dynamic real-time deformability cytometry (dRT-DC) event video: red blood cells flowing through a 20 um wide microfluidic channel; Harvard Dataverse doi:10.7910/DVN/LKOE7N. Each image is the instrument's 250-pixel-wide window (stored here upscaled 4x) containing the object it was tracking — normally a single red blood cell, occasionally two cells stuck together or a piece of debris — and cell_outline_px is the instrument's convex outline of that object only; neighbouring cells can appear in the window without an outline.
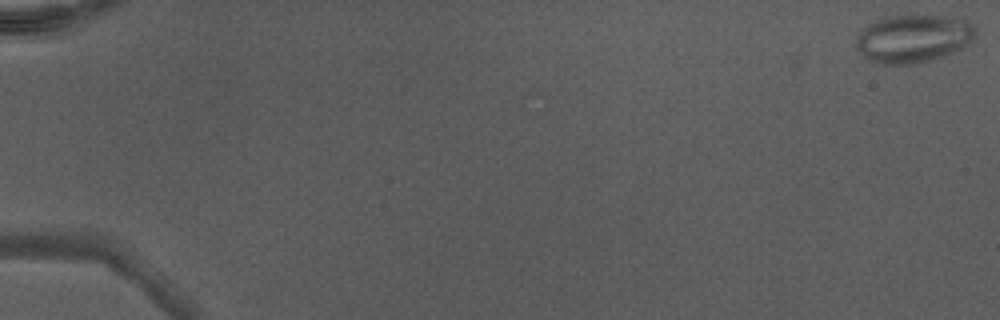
{"species": "Egyptian fruit bat (a non-hibernating species)", "species_latin": "Rousettus aegyptiacus", "temperature_condition": "warm", "stored_images_in_passage": 50, "camera_frame_rate_fps": 3000, "um_per_image_px": 0.085, "animal": {"sex": "male"}, "frame": {"image": 1, "passage_image": 1, "time_ms": 0.0, "image_size_px": [1000, 320], "cell_outline_px": [[976, 32], [972, 40], [964, 48], [916, 64], [880, 64], [868, 60], [860, 52], [856, 44], [856, 40], [860, 32], [868, 24], [876, 20], [888, 16], [944, 16], [964, 20], [972, 24]], "centroid_in_image_um": [77.61, 3.28], "position_along_channel_um": 7.4, "area_um2": 33.0}}
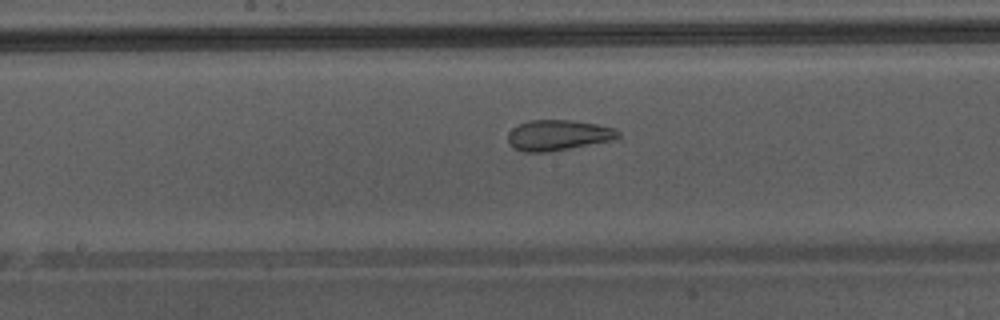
{"frame": {"image": 2, "passage_image": 28, "time_ms": 9.0, "image_size_px": [1000, 320], "cell_outline_px": [[620, 136], [616, 140], [548, 152], [524, 152], [512, 148], [508, 140], [508, 132], [512, 128], [528, 120], [572, 120], [596, 124], [616, 128], [620, 132]], "centroid_in_image_um": [47.46, 11.49], "position_along_channel_um": 200.7, "area_um2": 19.88}}
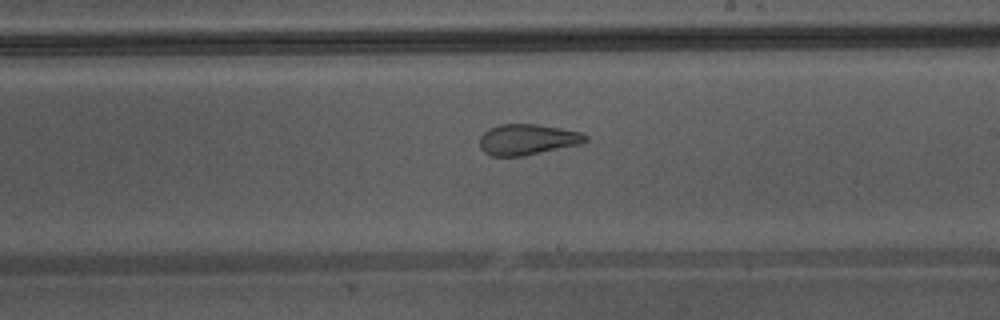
{"frame": {"image": 3, "passage_image": 31, "time_ms": 10.0, "image_size_px": [1000, 320], "cell_outline_px": [[588, 140], [580, 144], [520, 156], [492, 156], [484, 152], [480, 148], [480, 136], [488, 128], [500, 124], [536, 124], [560, 128], [580, 132], [588, 136]], "centroid_in_image_um": [44.8, 11.85], "position_along_channel_um": 244.2, "area_um2": 18.84}, "authors_computed_cell_mechanics": {"area_um2": 25.6054, "velocity_mm_per_s": 4.3618, "shape_relaxation_time_tau1_ms": null, "shape_relaxation_time_tau2_ms": 1.3162, "deformation_change_tau1": null, "deformation_change_tau2": 0.0865}}